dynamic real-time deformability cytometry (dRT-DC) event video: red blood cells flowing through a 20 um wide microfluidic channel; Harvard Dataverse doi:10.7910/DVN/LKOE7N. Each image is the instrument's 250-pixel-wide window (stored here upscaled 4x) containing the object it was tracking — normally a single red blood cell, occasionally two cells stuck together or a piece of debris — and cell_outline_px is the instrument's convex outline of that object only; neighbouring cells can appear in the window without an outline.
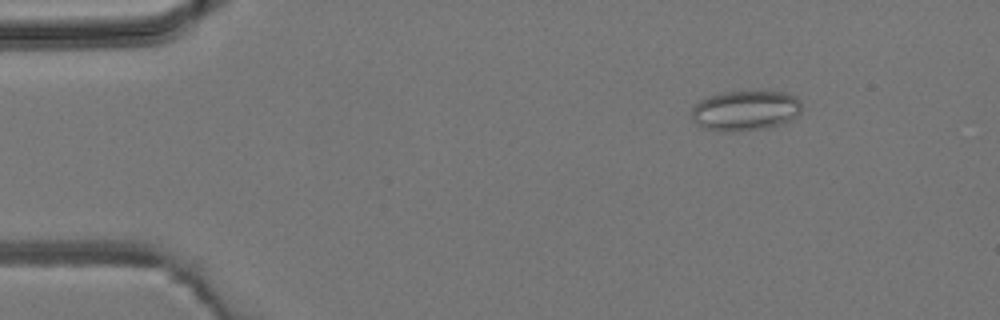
{"species": "common noctule bat (a hibernating species)", "species_latin": "Nyctalus noctula", "temperature_condition": "room temperature", "stored_images_in_passage": 5, "camera_frame_rate_fps": 3000, "um_per_image_px": 0.085, "animal": {"sex": "male", "body_mass_g": 19.2, "forearm_length_mm": 51.8}, "frame": {"image": 1, "passage_image": 2, "time_ms": 1.333, "image_size_px": [1000, 320], "cell_outline_px": [[800, 112], [796, 116], [784, 124], [768, 128], [732, 132], [724, 132], [700, 128], [692, 120], [692, 108], [700, 100], [708, 96], [724, 92], [760, 88], [784, 92], [796, 96], [800, 100]], "centroid_in_image_um": [63.36, 9.37], "position_along_channel_um": 21.6, "area_um2": 26.88}}